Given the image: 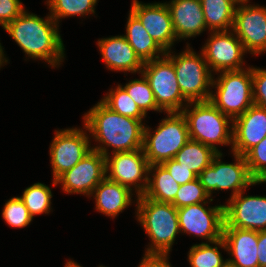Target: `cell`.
<instances>
[{
  "instance_id": "6da1fadb",
  "label": "cell",
  "mask_w": 266,
  "mask_h": 267,
  "mask_svg": "<svg viewBox=\"0 0 266 267\" xmlns=\"http://www.w3.org/2000/svg\"><path fill=\"white\" fill-rule=\"evenodd\" d=\"M84 118L85 130L103 146L92 147V150L108 155L107 147H113L112 153L142 149L144 128L142 120L123 116L112 111L102 101L91 108Z\"/></svg>"
},
{
  "instance_id": "7a4b0ae2",
  "label": "cell",
  "mask_w": 266,
  "mask_h": 267,
  "mask_svg": "<svg viewBox=\"0 0 266 267\" xmlns=\"http://www.w3.org/2000/svg\"><path fill=\"white\" fill-rule=\"evenodd\" d=\"M57 26L51 16L44 20L24 10L3 29L28 57L43 59L52 67H56L63 61L65 50Z\"/></svg>"
},
{
  "instance_id": "3957f363",
  "label": "cell",
  "mask_w": 266,
  "mask_h": 267,
  "mask_svg": "<svg viewBox=\"0 0 266 267\" xmlns=\"http://www.w3.org/2000/svg\"><path fill=\"white\" fill-rule=\"evenodd\" d=\"M136 201L138 221L152 241L145 255H168L176 235L180 233L177 208L144 195Z\"/></svg>"
},
{
  "instance_id": "277c9868",
  "label": "cell",
  "mask_w": 266,
  "mask_h": 267,
  "mask_svg": "<svg viewBox=\"0 0 266 267\" xmlns=\"http://www.w3.org/2000/svg\"><path fill=\"white\" fill-rule=\"evenodd\" d=\"M189 104L181 113L186 119L190 139L201 142L218 153L220 151L215 144H232L233 127L229 126V121L232 123L233 120L229 116L223 114L209 100L189 102ZM192 105L194 107L189 110L187 107Z\"/></svg>"
},
{
  "instance_id": "5b68a950",
  "label": "cell",
  "mask_w": 266,
  "mask_h": 267,
  "mask_svg": "<svg viewBox=\"0 0 266 267\" xmlns=\"http://www.w3.org/2000/svg\"><path fill=\"white\" fill-rule=\"evenodd\" d=\"M150 132L149 127L144 128L142 147L150 165L174 159L190 139L187 122L181 112H168L167 118L162 119L153 134Z\"/></svg>"
},
{
  "instance_id": "8992f818",
  "label": "cell",
  "mask_w": 266,
  "mask_h": 267,
  "mask_svg": "<svg viewBox=\"0 0 266 267\" xmlns=\"http://www.w3.org/2000/svg\"><path fill=\"white\" fill-rule=\"evenodd\" d=\"M216 94L209 101L232 120L242 115L253 102L252 67L241 70L221 71L212 86Z\"/></svg>"
},
{
  "instance_id": "52a82bcc",
  "label": "cell",
  "mask_w": 266,
  "mask_h": 267,
  "mask_svg": "<svg viewBox=\"0 0 266 267\" xmlns=\"http://www.w3.org/2000/svg\"><path fill=\"white\" fill-rule=\"evenodd\" d=\"M187 49L179 55L166 51L165 55L173 62L179 89L188 102L207 101L212 91V71L203 53L197 55L192 49Z\"/></svg>"
},
{
  "instance_id": "ba28073f",
  "label": "cell",
  "mask_w": 266,
  "mask_h": 267,
  "mask_svg": "<svg viewBox=\"0 0 266 267\" xmlns=\"http://www.w3.org/2000/svg\"><path fill=\"white\" fill-rule=\"evenodd\" d=\"M233 155L236 162L227 164L221 162L222 153H218L213 158L211 165L198 175L197 178L209 197H211L213 190L226 189H232L231 197H234L251 185L263 183V181H256L250 175L244 156L236 153Z\"/></svg>"
},
{
  "instance_id": "9c48e42d",
  "label": "cell",
  "mask_w": 266,
  "mask_h": 267,
  "mask_svg": "<svg viewBox=\"0 0 266 267\" xmlns=\"http://www.w3.org/2000/svg\"><path fill=\"white\" fill-rule=\"evenodd\" d=\"M141 74L148 80L161 110L167 113L181 112L183 101L189 104L179 89L173 62L166 55L145 62Z\"/></svg>"
},
{
  "instance_id": "30bf717a",
  "label": "cell",
  "mask_w": 266,
  "mask_h": 267,
  "mask_svg": "<svg viewBox=\"0 0 266 267\" xmlns=\"http://www.w3.org/2000/svg\"><path fill=\"white\" fill-rule=\"evenodd\" d=\"M112 154L111 159L109 155L105 157L106 177L130 190L134 185L137 197L144 195L148 186L150 164L143 149ZM142 181L145 183L141 184Z\"/></svg>"
},
{
  "instance_id": "8fae6325",
  "label": "cell",
  "mask_w": 266,
  "mask_h": 267,
  "mask_svg": "<svg viewBox=\"0 0 266 267\" xmlns=\"http://www.w3.org/2000/svg\"><path fill=\"white\" fill-rule=\"evenodd\" d=\"M208 202L188 205L177 209L180 232L194 234L209 243L220 240L223 235L224 205L205 207Z\"/></svg>"
},
{
  "instance_id": "7c38bea8",
  "label": "cell",
  "mask_w": 266,
  "mask_h": 267,
  "mask_svg": "<svg viewBox=\"0 0 266 267\" xmlns=\"http://www.w3.org/2000/svg\"><path fill=\"white\" fill-rule=\"evenodd\" d=\"M55 134L50 145L54 180L73 168L92 150L89 137L82 129L57 130Z\"/></svg>"
},
{
  "instance_id": "4fadbf2b",
  "label": "cell",
  "mask_w": 266,
  "mask_h": 267,
  "mask_svg": "<svg viewBox=\"0 0 266 267\" xmlns=\"http://www.w3.org/2000/svg\"><path fill=\"white\" fill-rule=\"evenodd\" d=\"M106 177L105 156L91 150L73 168L64 172L53 185L61 183L66 193L91 195L94 188Z\"/></svg>"
},
{
  "instance_id": "5bb4252c",
  "label": "cell",
  "mask_w": 266,
  "mask_h": 267,
  "mask_svg": "<svg viewBox=\"0 0 266 267\" xmlns=\"http://www.w3.org/2000/svg\"><path fill=\"white\" fill-rule=\"evenodd\" d=\"M245 4V5H244ZM238 4L232 30L251 54L266 52V7Z\"/></svg>"
},
{
  "instance_id": "9a60e30c",
  "label": "cell",
  "mask_w": 266,
  "mask_h": 267,
  "mask_svg": "<svg viewBox=\"0 0 266 267\" xmlns=\"http://www.w3.org/2000/svg\"><path fill=\"white\" fill-rule=\"evenodd\" d=\"M202 53L211 71L241 70L246 52L239 38L229 31L211 32Z\"/></svg>"
},
{
  "instance_id": "2e32d148",
  "label": "cell",
  "mask_w": 266,
  "mask_h": 267,
  "mask_svg": "<svg viewBox=\"0 0 266 267\" xmlns=\"http://www.w3.org/2000/svg\"><path fill=\"white\" fill-rule=\"evenodd\" d=\"M241 191L230 197L224 205L223 227H235L245 230H266V197L243 196Z\"/></svg>"
},
{
  "instance_id": "e0dca14e",
  "label": "cell",
  "mask_w": 266,
  "mask_h": 267,
  "mask_svg": "<svg viewBox=\"0 0 266 267\" xmlns=\"http://www.w3.org/2000/svg\"><path fill=\"white\" fill-rule=\"evenodd\" d=\"M131 11L139 18L149 35L166 52L177 40L170 10L166 3L143 4L134 0Z\"/></svg>"
},
{
  "instance_id": "ac0fdd59",
  "label": "cell",
  "mask_w": 266,
  "mask_h": 267,
  "mask_svg": "<svg viewBox=\"0 0 266 267\" xmlns=\"http://www.w3.org/2000/svg\"><path fill=\"white\" fill-rule=\"evenodd\" d=\"M232 151L244 156L266 137V108L253 104L232 121Z\"/></svg>"
},
{
  "instance_id": "d6986e66",
  "label": "cell",
  "mask_w": 266,
  "mask_h": 267,
  "mask_svg": "<svg viewBox=\"0 0 266 267\" xmlns=\"http://www.w3.org/2000/svg\"><path fill=\"white\" fill-rule=\"evenodd\" d=\"M222 238L226 251L233 257L227 259L238 267H259L257 256L258 231L223 227Z\"/></svg>"
},
{
  "instance_id": "ffe728a7",
  "label": "cell",
  "mask_w": 266,
  "mask_h": 267,
  "mask_svg": "<svg viewBox=\"0 0 266 267\" xmlns=\"http://www.w3.org/2000/svg\"><path fill=\"white\" fill-rule=\"evenodd\" d=\"M167 6L177 40L199 35L207 29L201 0H172Z\"/></svg>"
},
{
  "instance_id": "44dd1931",
  "label": "cell",
  "mask_w": 266,
  "mask_h": 267,
  "mask_svg": "<svg viewBox=\"0 0 266 267\" xmlns=\"http://www.w3.org/2000/svg\"><path fill=\"white\" fill-rule=\"evenodd\" d=\"M99 50L108 69L125 72H142L143 62L124 35L98 40Z\"/></svg>"
},
{
  "instance_id": "7402d4cb",
  "label": "cell",
  "mask_w": 266,
  "mask_h": 267,
  "mask_svg": "<svg viewBox=\"0 0 266 267\" xmlns=\"http://www.w3.org/2000/svg\"><path fill=\"white\" fill-rule=\"evenodd\" d=\"M95 195L96 210L101 213L116 217L131 204L132 191L105 177L92 191Z\"/></svg>"
},
{
  "instance_id": "603a6c76",
  "label": "cell",
  "mask_w": 266,
  "mask_h": 267,
  "mask_svg": "<svg viewBox=\"0 0 266 267\" xmlns=\"http://www.w3.org/2000/svg\"><path fill=\"white\" fill-rule=\"evenodd\" d=\"M127 20L126 35L124 36L143 63L160 58L159 53H162L161 56L165 55L166 52L149 35L139 18L131 10Z\"/></svg>"
},
{
  "instance_id": "cb8c5ba5",
  "label": "cell",
  "mask_w": 266,
  "mask_h": 267,
  "mask_svg": "<svg viewBox=\"0 0 266 267\" xmlns=\"http://www.w3.org/2000/svg\"><path fill=\"white\" fill-rule=\"evenodd\" d=\"M206 28L211 32L228 31L233 27L237 3L233 0H201Z\"/></svg>"
},
{
  "instance_id": "d4e9b609",
  "label": "cell",
  "mask_w": 266,
  "mask_h": 267,
  "mask_svg": "<svg viewBox=\"0 0 266 267\" xmlns=\"http://www.w3.org/2000/svg\"><path fill=\"white\" fill-rule=\"evenodd\" d=\"M154 170L153 177H149L144 196L146 198L165 203H172L179 191L180 185L175 182L162 164L149 166V175Z\"/></svg>"
},
{
  "instance_id": "484cf974",
  "label": "cell",
  "mask_w": 266,
  "mask_h": 267,
  "mask_svg": "<svg viewBox=\"0 0 266 267\" xmlns=\"http://www.w3.org/2000/svg\"><path fill=\"white\" fill-rule=\"evenodd\" d=\"M217 154L218 152L213 148L189 139L175 155L174 160L198 176L206 167L211 165Z\"/></svg>"
},
{
  "instance_id": "4316f807",
  "label": "cell",
  "mask_w": 266,
  "mask_h": 267,
  "mask_svg": "<svg viewBox=\"0 0 266 267\" xmlns=\"http://www.w3.org/2000/svg\"><path fill=\"white\" fill-rule=\"evenodd\" d=\"M215 246L202 242L193 245L188 254V261L191 267H223L227 260H223L217 246L227 249L223 238L215 241Z\"/></svg>"
},
{
  "instance_id": "83f0119b",
  "label": "cell",
  "mask_w": 266,
  "mask_h": 267,
  "mask_svg": "<svg viewBox=\"0 0 266 267\" xmlns=\"http://www.w3.org/2000/svg\"><path fill=\"white\" fill-rule=\"evenodd\" d=\"M101 101L112 111L123 116H128L138 120H143V118L146 117V115L137 106L136 102L128 95L121 85H118L114 90L112 89Z\"/></svg>"
},
{
  "instance_id": "f1b7e54d",
  "label": "cell",
  "mask_w": 266,
  "mask_h": 267,
  "mask_svg": "<svg viewBox=\"0 0 266 267\" xmlns=\"http://www.w3.org/2000/svg\"><path fill=\"white\" fill-rule=\"evenodd\" d=\"M25 204L30 215L48 214L51 210L52 192L50 188L42 183H35L26 188L23 195L19 197Z\"/></svg>"
},
{
  "instance_id": "f546056e",
  "label": "cell",
  "mask_w": 266,
  "mask_h": 267,
  "mask_svg": "<svg viewBox=\"0 0 266 267\" xmlns=\"http://www.w3.org/2000/svg\"><path fill=\"white\" fill-rule=\"evenodd\" d=\"M47 3L50 16L58 23L59 18L95 13L97 0H48Z\"/></svg>"
},
{
  "instance_id": "4dcf8cb0",
  "label": "cell",
  "mask_w": 266,
  "mask_h": 267,
  "mask_svg": "<svg viewBox=\"0 0 266 267\" xmlns=\"http://www.w3.org/2000/svg\"><path fill=\"white\" fill-rule=\"evenodd\" d=\"M142 76V79L131 80L123 88L145 115L149 110L160 112L150 84L145 76Z\"/></svg>"
},
{
  "instance_id": "1f68e13d",
  "label": "cell",
  "mask_w": 266,
  "mask_h": 267,
  "mask_svg": "<svg viewBox=\"0 0 266 267\" xmlns=\"http://www.w3.org/2000/svg\"><path fill=\"white\" fill-rule=\"evenodd\" d=\"M209 195L205 192L199 179L180 185L175 200L171 203L175 208L208 202Z\"/></svg>"
},
{
  "instance_id": "d6a6232c",
  "label": "cell",
  "mask_w": 266,
  "mask_h": 267,
  "mask_svg": "<svg viewBox=\"0 0 266 267\" xmlns=\"http://www.w3.org/2000/svg\"><path fill=\"white\" fill-rule=\"evenodd\" d=\"M2 217L9 226L16 228L26 227L33 219L19 197H13L5 203Z\"/></svg>"
},
{
  "instance_id": "836d02e7",
  "label": "cell",
  "mask_w": 266,
  "mask_h": 267,
  "mask_svg": "<svg viewBox=\"0 0 266 267\" xmlns=\"http://www.w3.org/2000/svg\"><path fill=\"white\" fill-rule=\"evenodd\" d=\"M250 175L256 181L266 182V137L245 155Z\"/></svg>"
},
{
  "instance_id": "e575fe53",
  "label": "cell",
  "mask_w": 266,
  "mask_h": 267,
  "mask_svg": "<svg viewBox=\"0 0 266 267\" xmlns=\"http://www.w3.org/2000/svg\"><path fill=\"white\" fill-rule=\"evenodd\" d=\"M253 102L266 108V69L252 68Z\"/></svg>"
},
{
  "instance_id": "d590c367",
  "label": "cell",
  "mask_w": 266,
  "mask_h": 267,
  "mask_svg": "<svg viewBox=\"0 0 266 267\" xmlns=\"http://www.w3.org/2000/svg\"><path fill=\"white\" fill-rule=\"evenodd\" d=\"M24 11L20 0H0V24L4 28Z\"/></svg>"
},
{
  "instance_id": "8d00e7d4",
  "label": "cell",
  "mask_w": 266,
  "mask_h": 267,
  "mask_svg": "<svg viewBox=\"0 0 266 267\" xmlns=\"http://www.w3.org/2000/svg\"><path fill=\"white\" fill-rule=\"evenodd\" d=\"M162 165L179 185L191 182L198 177L191 170L179 165L174 159L167 160Z\"/></svg>"
},
{
  "instance_id": "74e56055",
  "label": "cell",
  "mask_w": 266,
  "mask_h": 267,
  "mask_svg": "<svg viewBox=\"0 0 266 267\" xmlns=\"http://www.w3.org/2000/svg\"><path fill=\"white\" fill-rule=\"evenodd\" d=\"M168 255H144L138 267H172Z\"/></svg>"
},
{
  "instance_id": "f35d334b",
  "label": "cell",
  "mask_w": 266,
  "mask_h": 267,
  "mask_svg": "<svg viewBox=\"0 0 266 267\" xmlns=\"http://www.w3.org/2000/svg\"><path fill=\"white\" fill-rule=\"evenodd\" d=\"M257 248L259 267H266V230L258 231Z\"/></svg>"
},
{
  "instance_id": "ab89813d",
  "label": "cell",
  "mask_w": 266,
  "mask_h": 267,
  "mask_svg": "<svg viewBox=\"0 0 266 267\" xmlns=\"http://www.w3.org/2000/svg\"><path fill=\"white\" fill-rule=\"evenodd\" d=\"M3 48L0 44V67L1 65H4L3 63L7 62L8 60H6V58H4V54H3Z\"/></svg>"
},
{
  "instance_id": "60d3db41",
  "label": "cell",
  "mask_w": 266,
  "mask_h": 267,
  "mask_svg": "<svg viewBox=\"0 0 266 267\" xmlns=\"http://www.w3.org/2000/svg\"><path fill=\"white\" fill-rule=\"evenodd\" d=\"M65 267H82L79 264L75 263L74 261H70L68 260V262L66 263ZM103 267V266H100Z\"/></svg>"
},
{
  "instance_id": "b9f144b4",
  "label": "cell",
  "mask_w": 266,
  "mask_h": 267,
  "mask_svg": "<svg viewBox=\"0 0 266 267\" xmlns=\"http://www.w3.org/2000/svg\"><path fill=\"white\" fill-rule=\"evenodd\" d=\"M223 267H238L227 260Z\"/></svg>"
},
{
  "instance_id": "7bdbcfd3",
  "label": "cell",
  "mask_w": 266,
  "mask_h": 267,
  "mask_svg": "<svg viewBox=\"0 0 266 267\" xmlns=\"http://www.w3.org/2000/svg\"><path fill=\"white\" fill-rule=\"evenodd\" d=\"M235 1L237 4H241V3H245V2H248L249 0H233Z\"/></svg>"
}]
</instances>
